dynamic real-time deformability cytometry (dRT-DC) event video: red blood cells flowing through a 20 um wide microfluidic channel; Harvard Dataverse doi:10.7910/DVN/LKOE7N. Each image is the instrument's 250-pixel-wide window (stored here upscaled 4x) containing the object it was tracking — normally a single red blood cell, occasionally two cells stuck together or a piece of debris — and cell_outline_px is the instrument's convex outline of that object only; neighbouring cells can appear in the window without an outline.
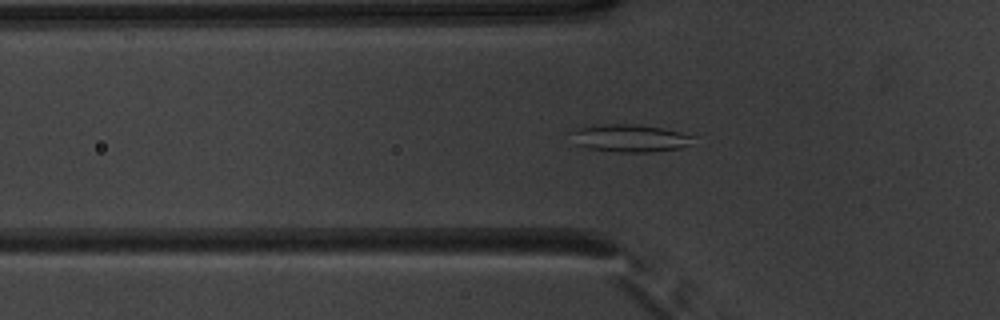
{"species": "common noctule bat (a hibernating species)", "species_latin": "Nyctalus noctula", "temperature_condition": "warm", "stored_images_in_passage": 52, "camera_frame_rate_fps": 3000, "um_per_image_px": 0.085, "animal": {"sex": "male", "body_mass_g": 20.1, "forearm_length_mm": 53.5}, "frame": {"image": 1, "passage_image": 17, "time_ms": 5.333, "image_size_px": [1000, 320], "cell_outline_px": [[696, 136], [688, 144], [680, 148], [652, 152], [620, 152], [588, 148], [576, 144], [568, 132], [576, 128], [592, 124], [640, 124], [664, 128]], "centroid_in_image_um": [53.49, 11.72], "position_along_channel_um": 72.3, "area_um2": 19.88}}
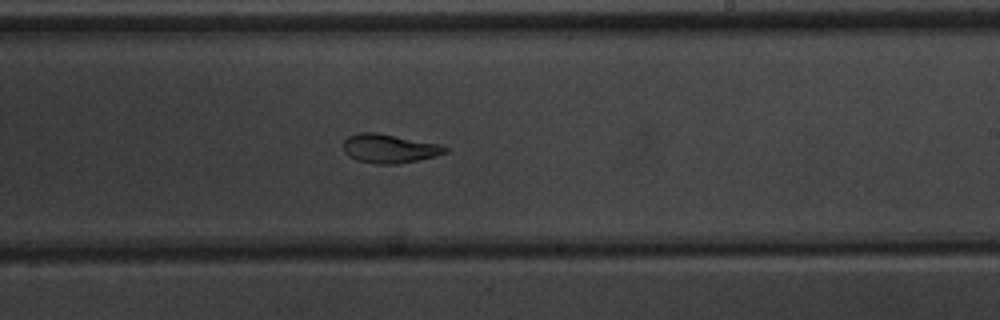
{"frame": {"image": 2, "passage_image": 31, "time_ms": 10.0, "image_size_px": [1000, 320], "cell_outline_px": [[448, 152], [436, 156], [396, 164], [376, 164], [356, 160], [348, 156], [344, 152], [344, 140], [348, 136], [356, 132], [376, 132], [440, 144], [448, 148]], "centroid_in_image_um": [33.07, 12.62], "position_along_channel_um": 255.9, "area_um2": 17.22}}
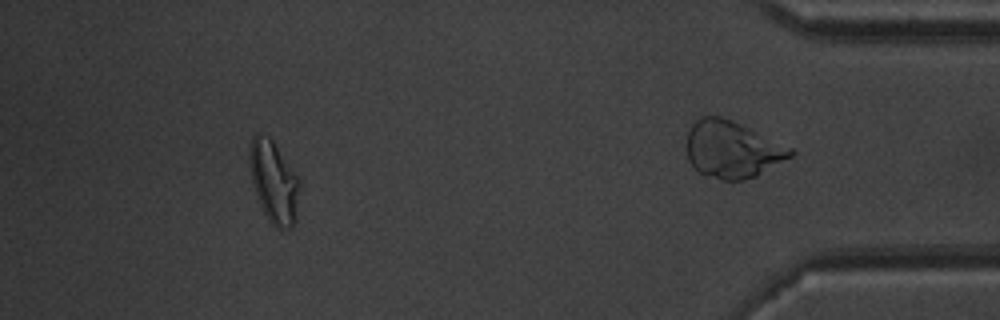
{"frame": {"image": 3, "passage_image": 47, "time_ms": 15.333, "image_size_px": [1000, 320], "cell_outline_px": [[300, 188], [296, 220], [292, 228], [276, 228], [268, 220], [256, 196], [248, 164], [248, 148], [252, 136], [260, 132], [272, 140], [300, 180]], "centroid_in_image_um": [23.26, 15.46], "position_along_channel_um": 411.9, "area_um2": 24.1}, "authors_computed_cell_mechanics": {"area_um2": 19.7676, "velocity_mm_per_s": 3.9348, "shape_relaxation_time_tau1_ms": 7.4914, "shape_relaxation_time_tau2_ms": 1.9259, "deformation_change_tau1": 0.1801, "deformation_change_tau2": 0.0829}}